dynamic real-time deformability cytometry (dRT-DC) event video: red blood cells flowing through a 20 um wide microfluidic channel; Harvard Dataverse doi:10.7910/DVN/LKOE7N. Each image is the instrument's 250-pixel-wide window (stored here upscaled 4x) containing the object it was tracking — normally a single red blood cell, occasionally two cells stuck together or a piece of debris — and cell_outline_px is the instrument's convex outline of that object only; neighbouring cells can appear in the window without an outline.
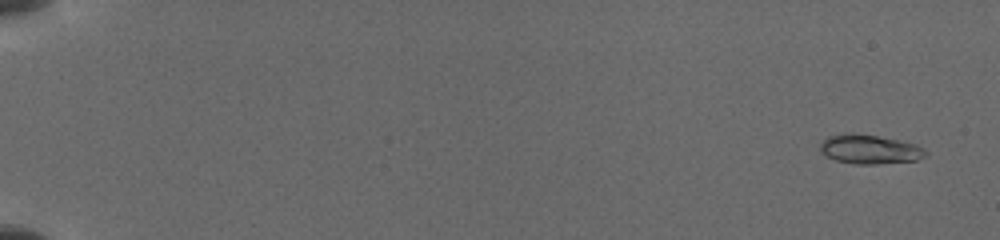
{"species": "common noctule bat (a hibernating species)", "species_latin": "Nyctalus noctula", "temperature_condition": "cold", "stored_images_in_passage": 10, "camera_frame_rate_fps": 3000, "um_per_image_px": 0.085, "animal": {"sex": "female", "body_mass_g": 19.5, "forearm_length_mm": 54.1}, "frame": {"image": 1, "passage_image": 2, "time_ms": 0.667, "image_size_px": [1000, 240], "cell_outline_px": [[928, 152], [924, 156], [916, 160], [876, 164], [856, 164], [836, 160], [820, 152], [820, 144], [828, 136], [844, 132], [852, 132], [876, 136], [916, 144], [924, 148]], "centroid_in_image_um": [73.89, 12.68], "position_along_channel_um": 11.1, "area_um2": 17.86}}